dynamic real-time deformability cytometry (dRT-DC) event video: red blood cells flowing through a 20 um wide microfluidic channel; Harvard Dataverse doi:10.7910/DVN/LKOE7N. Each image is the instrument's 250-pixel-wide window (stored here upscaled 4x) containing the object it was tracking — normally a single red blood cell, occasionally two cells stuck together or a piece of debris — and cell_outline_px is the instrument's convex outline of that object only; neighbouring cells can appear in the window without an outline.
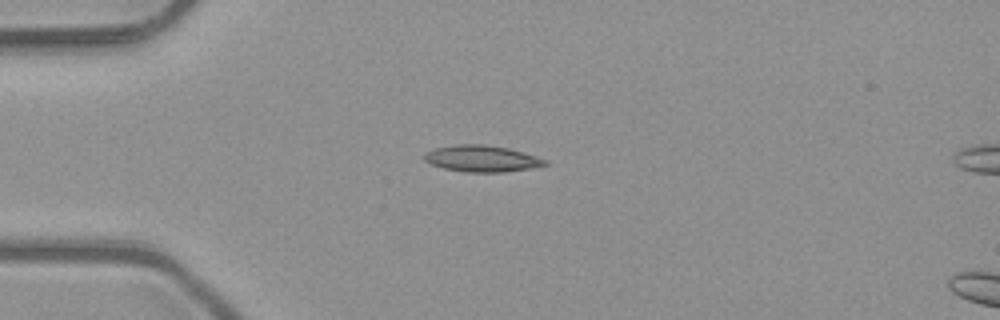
{"species": "common noctule bat (a hibernating species)", "species_latin": "Nyctalus noctula", "temperature_condition": "room temperature", "stored_images_in_passage": 2, "camera_frame_rate_fps": 3000, "um_per_image_px": 0.085, "animal": {"sex": "male", "body_mass_g": 23.1, "forearm_length_mm": 52.7}, "frame": {"image": 1, "passage_image": 1, "time_ms": 0.0, "image_size_px": [1000, 320], "cell_outline_px": [[548, 164], [528, 168], [504, 172], [468, 172], [444, 168], [428, 164], [424, 160], [424, 152], [436, 148], [456, 144], [480, 144], [508, 148], [536, 156], [548, 160]], "centroid_in_image_um": [40.91, 13.48], "position_along_channel_um": 44.1, "area_um2": 18.5}}